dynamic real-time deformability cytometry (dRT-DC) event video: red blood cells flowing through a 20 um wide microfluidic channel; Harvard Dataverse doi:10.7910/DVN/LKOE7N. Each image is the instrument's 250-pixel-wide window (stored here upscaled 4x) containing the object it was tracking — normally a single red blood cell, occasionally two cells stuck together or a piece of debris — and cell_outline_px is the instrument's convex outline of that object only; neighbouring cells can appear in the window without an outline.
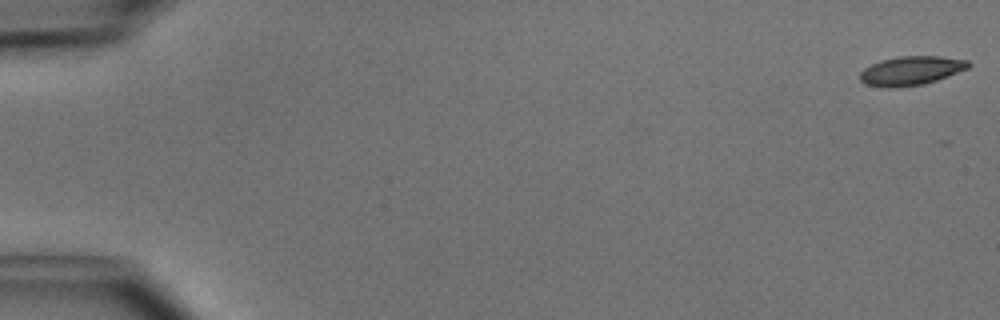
{"species": "common noctule bat (a hibernating species)", "species_latin": "Nyctalus noctula", "temperature_condition": "cold", "stored_images_in_passage": 17, "camera_frame_rate_fps": 3000, "um_per_image_px": 0.085, "animal": {"sex": "male", "body_mass_g": 15.6}, "frame": {"image": 1, "passage_image": 1, "time_ms": 0.0, "image_size_px": [1000, 320], "cell_outline_px": [[972, 64], [968, 68], [948, 76], [924, 84], [896, 88], [884, 88], [868, 84], [860, 80], [860, 72], [864, 68], [880, 60], [900, 56], [940, 56], [968, 60]], "centroid_in_image_um": [77.45, 6.01], "position_along_channel_um": 7.6, "area_um2": 18.38}}
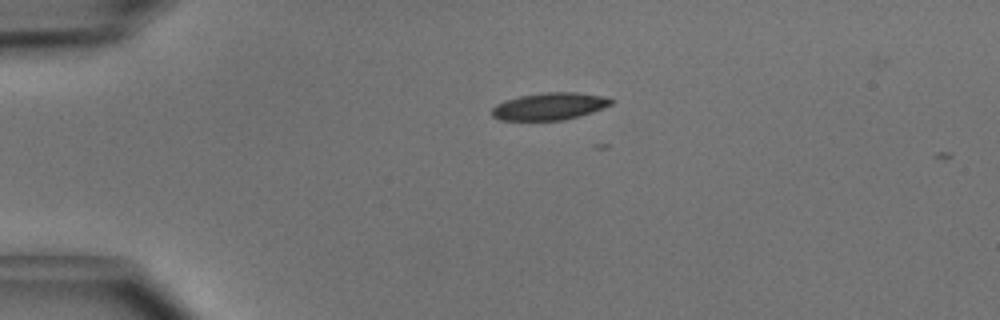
{"frame": {"image": 2, "passage_image": 12, "time_ms": 3.667, "image_size_px": [1000, 320], "cell_outline_px": [[612, 104], [592, 112], [580, 116], [564, 120], [500, 120], [492, 116], [492, 108], [496, 104], [504, 100], [520, 96], [544, 92], [576, 92], [600, 96], [612, 100]], "centroid_in_image_um": [46.66, 9.04], "position_along_channel_um": 38.3, "area_um2": 18.79}}